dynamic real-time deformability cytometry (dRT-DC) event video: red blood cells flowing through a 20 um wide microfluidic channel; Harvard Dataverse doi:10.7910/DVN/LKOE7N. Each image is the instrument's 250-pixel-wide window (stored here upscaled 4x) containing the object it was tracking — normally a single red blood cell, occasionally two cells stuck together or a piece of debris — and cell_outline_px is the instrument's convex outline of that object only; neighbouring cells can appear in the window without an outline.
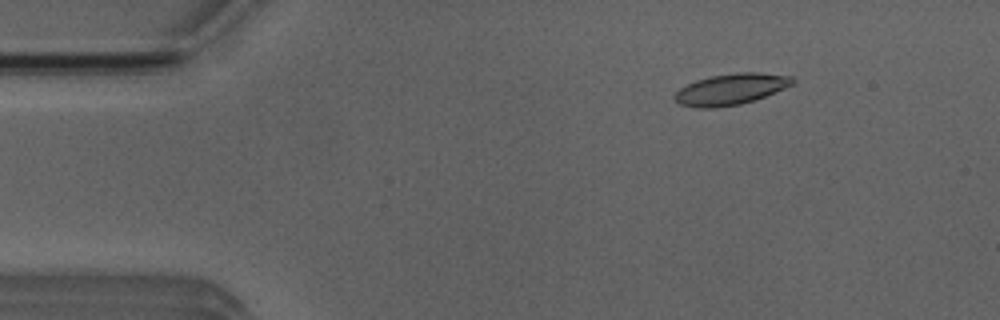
{"species": "Egyptian fruit bat (a non-hibernating species)", "species_latin": "Rousettus aegyptiacus", "temperature_condition": "room temperature", "stored_images_in_passage": 4, "camera_frame_rate_fps": 3000, "um_per_image_px": 0.085, "animal": {"sex": "male"}, "frame": {"image": 1, "passage_image": 4, "time_ms": 4.333, "image_size_px": [1000, 320], "cell_outline_px": [[796, 80], [792, 84], [784, 88], [764, 96], [740, 104], [716, 108], [696, 108], [680, 104], [672, 96], [680, 88], [696, 80], [708, 76], [736, 72], [760, 72], [792, 76]], "centroid_in_image_um": [62.1, 7.57], "position_along_channel_um": 22.9, "area_um2": 21.39}}